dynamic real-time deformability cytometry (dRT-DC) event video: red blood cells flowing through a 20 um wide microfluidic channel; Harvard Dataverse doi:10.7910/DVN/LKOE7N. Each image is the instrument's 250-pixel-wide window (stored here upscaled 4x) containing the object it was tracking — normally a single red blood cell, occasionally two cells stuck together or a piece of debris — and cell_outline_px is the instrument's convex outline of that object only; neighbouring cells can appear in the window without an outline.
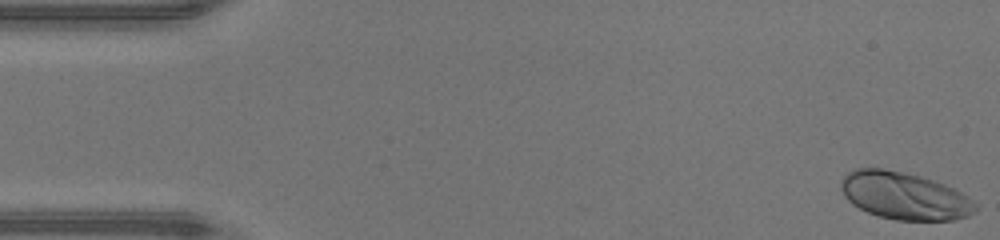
{"species": "human", "species_latin": "Homo sapiens", "temperature_condition": "warm", "stored_images_in_passage": 47, "camera_frame_rate_fps": 3000, "um_per_image_px": 0.085, "donor": {"sex": "male"}, "frame": {"image": 1, "passage_image": 1, "time_ms": 0.0, "image_size_px": [1000, 240], "cell_outline_px": [[976, 212], [968, 216], [956, 220], [896, 220], [880, 216], [868, 212], [852, 204], [844, 196], [840, 188], [840, 180], [848, 172], [856, 168], [884, 168], [920, 176], [944, 184], [968, 196], [976, 204]], "centroid_in_image_um": [76.86, 16.64], "position_along_channel_um": 8.1, "area_um2": 37.11}}
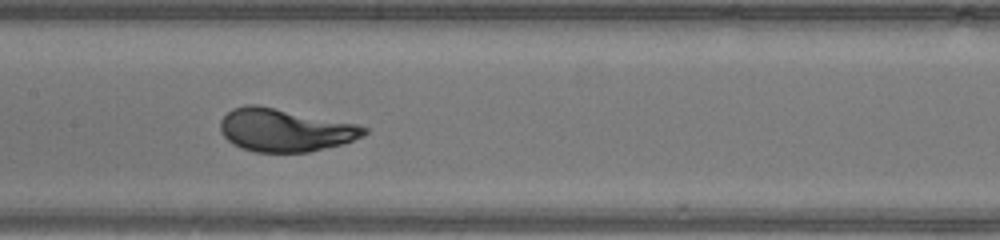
{"frame": {"image": 2, "passage_image": 23, "time_ms": 7.333, "image_size_px": [1000, 240], "cell_outline_px": [[368, 132], [364, 136], [340, 144], [308, 152], [256, 152], [240, 148], [232, 144], [220, 132], [220, 120], [232, 108], [244, 104], [256, 104], [356, 124], [368, 128]], "centroid_in_image_um": [24.17, 11.05], "position_along_channel_um": 183.2, "area_um2": 35.84}}
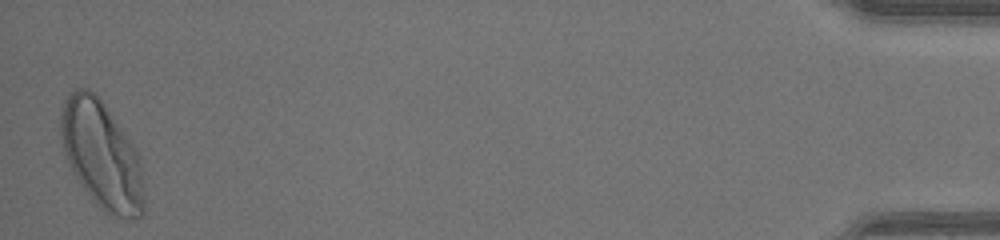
{"frame": {"image": 3, "passage_image": 47, "time_ms": 15.333, "image_size_px": [1000, 240], "cell_outline_px": [[144, 216], [132, 220], [124, 220], [104, 212], [96, 204], [72, 172], [68, 164], [64, 152], [60, 132], [60, 112], [64, 100], [68, 92], [76, 88], [88, 88], [96, 92], [132, 144], [136, 152], [140, 164], [144, 184]], "centroid_in_image_um": [8.63, 13.2], "position_along_channel_um": 426.6, "area_um2": 52.54}, "authors_computed_cell_mechanics": {"area_um2": 35.836, "velocity_mm_per_s": 4.3131, "shape_relaxation_time_tau1_ms": 2.3917, "shape_relaxation_time_tau2_ms": null, "deformation_change_tau1": 0.1691, "deformation_change_tau2": null}}